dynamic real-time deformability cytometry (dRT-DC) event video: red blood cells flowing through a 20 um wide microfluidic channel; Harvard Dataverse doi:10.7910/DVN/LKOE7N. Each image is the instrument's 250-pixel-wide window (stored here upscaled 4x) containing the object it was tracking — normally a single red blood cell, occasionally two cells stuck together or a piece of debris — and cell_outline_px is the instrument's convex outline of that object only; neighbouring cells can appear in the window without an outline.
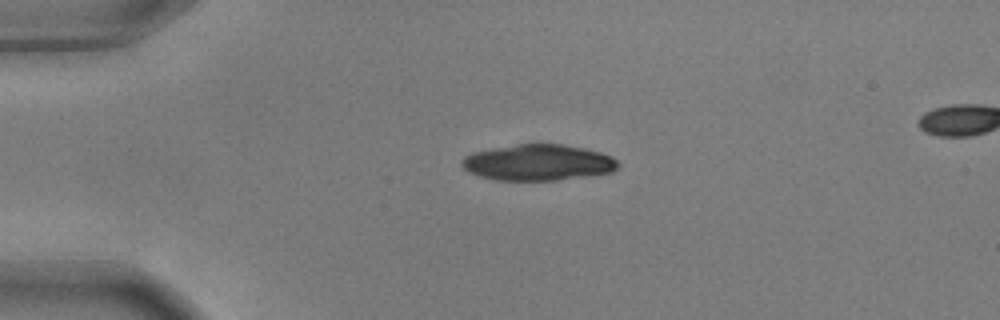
{"species": "common noctule bat (a hibernating species)", "species_latin": "Nyctalus noctula", "temperature_condition": "warm", "stored_images_in_passage": 12, "camera_frame_rate_fps": 3000, "um_per_image_px": 0.085, "animal": {"sex": "male", "body_mass_g": 17.9, "forearm_length_mm": 54.2}, "frame": {"image": 1, "passage_image": 1, "time_ms": 0.0, "image_size_px": [1000, 320], "cell_outline_px": [[620, 168], [612, 172], [556, 180], [496, 180], [480, 176], [468, 172], [460, 164], [460, 160], [464, 156], [472, 152], [492, 148], [516, 144], [564, 144], [584, 148], [600, 152], [612, 156], [620, 164]], "centroid_in_image_um": [45.73, 13.81], "position_along_channel_um": 39.3, "area_um2": 33.0}}